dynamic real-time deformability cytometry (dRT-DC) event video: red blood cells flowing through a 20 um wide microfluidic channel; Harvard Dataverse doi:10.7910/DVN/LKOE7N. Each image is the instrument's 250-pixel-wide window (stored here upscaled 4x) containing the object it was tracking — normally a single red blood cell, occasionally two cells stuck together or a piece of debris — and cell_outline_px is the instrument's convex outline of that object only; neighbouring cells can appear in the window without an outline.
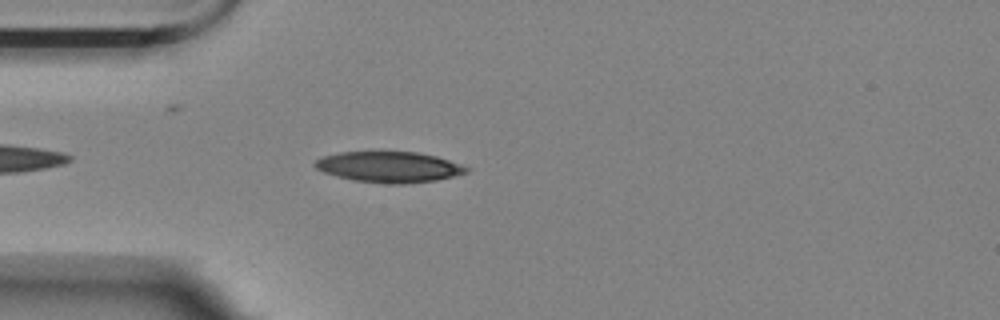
{"species": "Egyptian fruit bat (a non-hibernating species)", "species_latin": "Rousettus aegyptiacus", "temperature_condition": "room temperature", "stored_images_in_passage": 2, "camera_frame_rate_fps": 3000, "um_per_image_px": 0.085, "animal": {"sex": "female"}, "frame": {"image": 1, "passage_image": 2, "time_ms": 1.0, "image_size_px": [1000, 320], "cell_outline_px": [[468, 172], [436, 180], [404, 184], [392, 184], [352, 180], [336, 176], [324, 172], [316, 168], [312, 164], [316, 160], [324, 156], [340, 152], [416, 152], [436, 156], [460, 164], [468, 168]], "centroid_in_image_um": [33.04, 14.19], "position_along_channel_um": 52.0, "area_um2": 26.93}}